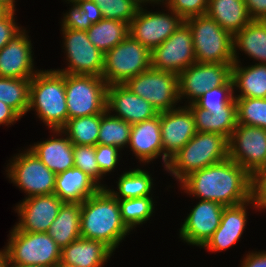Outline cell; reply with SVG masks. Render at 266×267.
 <instances>
[{"label":"cell","instance_id":"e575fe53","mask_svg":"<svg viewBox=\"0 0 266 267\" xmlns=\"http://www.w3.org/2000/svg\"><path fill=\"white\" fill-rule=\"evenodd\" d=\"M110 113L107 111L102 116L98 144L115 146L122 150L125 145L128 147L132 125Z\"/></svg>","mask_w":266,"mask_h":267},{"label":"cell","instance_id":"ab89813d","mask_svg":"<svg viewBox=\"0 0 266 267\" xmlns=\"http://www.w3.org/2000/svg\"><path fill=\"white\" fill-rule=\"evenodd\" d=\"M74 167L82 170L90 176L101 188H106L101 182V171L99 170L95 146L73 145Z\"/></svg>","mask_w":266,"mask_h":267},{"label":"cell","instance_id":"6f0895ef","mask_svg":"<svg viewBox=\"0 0 266 267\" xmlns=\"http://www.w3.org/2000/svg\"><path fill=\"white\" fill-rule=\"evenodd\" d=\"M261 169H266V162H265L264 166Z\"/></svg>","mask_w":266,"mask_h":267},{"label":"cell","instance_id":"836d02e7","mask_svg":"<svg viewBox=\"0 0 266 267\" xmlns=\"http://www.w3.org/2000/svg\"><path fill=\"white\" fill-rule=\"evenodd\" d=\"M30 82L31 79L0 77V100L21 117L28 110Z\"/></svg>","mask_w":266,"mask_h":267},{"label":"cell","instance_id":"30bf717a","mask_svg":"<svg viewBox=\"0 0 266 267\" xmlns=\"http://www.w3.org/2000/svg\"><path fill=\"white\" fill-rule=\"evenodd\" d=\"M6 170L7 177L25 191L27 197L49 195L55 191L56 174L49 170L29 149L14 156Z\"/></svg>","mask_w":266,"mask_h":267},{"label":"cell","instance_id":"f546056e","mask_svg":"<svg viewBox=\"0 0 266 267\" xmlns=\"http://www.w3.org/2000/svg\"><path fill=\"white\" fill-rule=\"evenodd\" d=\"M80 217L81 203L64 202L60 207L47 233L61 249L81 238Z\"/></svg>","mask_w":266,"mask_h":267},{"label":"cell","instance_id":"6da1fadb","mask_svg":"<svg viewBox=\"0 0 266 267\" xmlns=\"http://www.w3.org/2000/svg\"><path fill=\"white\" fill-rule=\"evenodd\" d=\"M179 184L189 195L225 207L251 199V175L229 157L193 172Z\"/></svg>","mask_w":266,"mask_h":267},{"label":"cell","instance_id":"9a60e30c","mask_svg":"<svg viewBox=\"0 0 266 267\" xmlns=\"http://www.w3.org/2000/svg\"><path fill=\"white\" fill-rule=\"evenodd\" d=\"M229 142V158L250 175L266 162V129L237 124Z\"/></svg>","mask_w":266,"mask_h":267},{"label":"cell","instance_id":"7dc6e473","mask_svg":"<svg viewBox=\"0 0 266 267\" xmlns=\"http://www.w3.org/2000/svg\"><path fill=\"white\" fill-rule=\"evenodd\" d=\"M252 20H266V0H244Z\"/></svg>","mask_w":266,"mask_h":267},{"label":"cell","instance_id":"c3c4849f","mask_svg":"<svg viewBox=\"0 0 266 267\" xmlns=\"http://www.w3.org/2000/svg\"><path fill=\"white\" fill-rule=\"evenodd\" d=\"M240 267H266V251L248 253Z\"/></svg>","mask_w":266,"mask_h":267},{"label":"cell","instance_id":"ffe728a7","mask_svg":"<svg viewBox=\"0 0 266 267\" xmlns=\"http://www.w3.org/2000/svg\"><path fill=\"white\" fill-rule=\"evenodd\" d=\"M106 109L108 112H117L114 117L121 118L131 125L159 114L148 101L132 93L124 84L107 86Z\"/></svg>","mask_w":266,"mask_h":267},{"label":"cell","instance_id":"cb8c5ba5","mask_svg":"<svg viewBox=\"0 0 266 267\" xmlns=\"http://www.w3.org/2000/svg\"><path fill=\"white\" fill-rule=\"evenodd\" d=\"M192 112L197 132L218 133L230 139L237 126V104L233 98L224 108L208 111L195 103L186 105Z\"/></svg>","mask_w":266,"mask_h":267},{"label":"cell","instance_id":"4dcf8cb0","mask_svg":"<svg viewBox=\"0 0 266 267\" xmlns=\"http://www.w3.org/2000/svg\"><path fill=\"white\" fill-rule=\"evenodd\" d=\"M107 109L100 114L68 119L60 130H51L54 134L61 136L65 134L73 145L96 146L102 116Z\"/></svg>","mask_w":266,"mask_h":267},{"label":"cell","instance_id":"8d00e7d4","mask_svg":"<svg viewBox=\"0 0 266 267\" xmlns=\"http://www.w3.org/2000/svg\"><path fill=\"white\" fill-rule=\"evenodd\" d=\"M237 124L266 129V98H235Z\"/></svg>","mask_w":266,"mask_h":267},{"label":"cell","instance_id":"8fae6325","mask_svg":"<svg viewBox=\"0 0 266 267\" xmlns=\"http://www.w3.org/2000/svg\"><path fill=\"white\" fill-rule=\"evenodd\" d=\"M68 68L56 69L64 74L102 76L105 54L88 39L87 32L61 29Z\"/></svg>","mask_w":266,"mask_h":267},{"label":"cell","instance_id":"52a82bcc","mask_svg":"<svg viewBox=\"0 0 266 267\" xmlns=\"http://www.w3.org/2000/svg\"><path fill=\"white\" fill-rule=\"evenodd\" d=\"M151 68V51L128 35L121 43L107 51L102 78L107 85L124 84L128 79Z\"/></svg>","mask_w":266,"mask_h":267},{"label":"cell","instance_id":"ee69618b","mask_svg":"<svg viewBox=\"0 0 266 267\" xmlns=\"http://www.w3.org/2000/svg\"><path fill=\"white\" fill-rule=\"evenodd\" d=\"M72 3V8L64 14L61 29H74L85 31L84 10L81 9L73 0H66Z\"/></svg>","mask_w":266,"mask_h":267},{"label":"cell","instance_id":"8992f818","mask_svg":"<svg viewBox=\"0 0 266 267\" xmlns=\"http://www.w3.org/2000/svg\"><path fill=\"white\" fill-rule=\"evenodd\" d=\"M5 249L9 264L54 267L60 262L61 248L47 232L11 229Z\"/></svg>","mask_w":266,"mask_h":267},{"label":"cell","instance_id":"7bdbcfd3","mask_svg":"<svg viewBox=\"0 0 266 267\" xmlns=\"http://www.w3.org/2000/svg\"><path fill=\"white\" fill-rule=\"evenodd\" d=\"M251 199L257 209H266V169H259L251 175Z\"/></svg>","mask_w":266,"mask_h":267},{"label":"cell","instance_id":"f907efd6","mask_svg":"<svg viewBox=\"0 0 266 267\" xmlns=\"http://www.w3.org/2000/svg\"><path fill=\"white\" fill-rule=\"evenodd\" d=\"M15 0H0V5L5 8L8 12L15 13Z\"/></svg>","mask_w":266,"mask_h":267},{"label":"cell","instance_id":"db71d44e","mask_svg":"<svg viewBox=\"0 0 266 267\" xmlns=\"http://www.w3.org/2000/svg\"><path fill=\"white\" fill-rule=\"evenodd\" d=\"M8 267H45V266L8 264Z\"/></svg>","mask_w":266,"mask_h":267},{"label":"cell","instance_id":"816d5d0a","mask_svg":"<svg viewBox=\"0 0 266 267\" xmlns=\"http://www.w3.org/2000/svg\"><path fill=\"white\" fill-rule=\"evenodd\" d=\"M8 264V255L6 249L4 248L3 250H0V267H8Z\"/></svg>","mask_w":266,"mask_h":267},{"label":"cell","instance_id":"4fadbf2b","mask_svg":"<svg viewBox=\"0 0 266 267\" xmlns=\"http://www.w3.org/2000/svg\"><path fill=\"white\" fill-rule=\"evenodd\" d=\"M196 62L191 28L184 21L175 32L151 52V67L179 75Z\"/></svg>","mask_w":266,"mask_h":267},{"label":"cell","instance_id":"603a6c76","mask_svg":"<svg viewBox=\"0 0 266 267\" xmlns=\"http://www.w3.org/2000/svg\"><path fill=\"white\" fill-rule=\"evenodd\" d=\"M113 252L102 241L79 238L61 249L60 262L75 267H102Z\"/></svg>","mask_w":266,"mask_h":267},{"label":"cell","instance_id":"7c38bea8","mask_svg":"<svg viewBox=\"0 0 266 267\" xmlns=\"http://www.w3.org/2000/svg\"><path fill=\"white\" fill-rule=\"evenodd\" d=\"M232 65L195 62L178 75L179 100L187 98L188 104L194 103L205 92L226 84L232 78Z\"/></svg>","mask_w":266,"mask_h":267},{"label":"cell","instance_id":"3957f363","mask_svg":"<svg viewBox=\"0 0 266 267\" xmlns=\"http://www.w3.org/2000/svg\"><path fill=\"white\" fill-rule=\"evenodd\" d=\"M36 115L50 130H60L68 121L65 95V74L52 70H38L31 78L28 111Z\"/></svg>","mask_w":266,"mask_h":267},{"label":"cell","instance_id":"1f68e13d","mask_svg":"<svg viewBox=\"0 0 266 267\" xmlns=\"http://www.w3.org/2000/svg\"><path fill=\"white\" fill-rule=\"evenodd\" d=\"M88 39L104 54L129 35V24L112 19H101L86 30Z\"/></svg>","mask_w":266,"mask_h":267},{"label":"cell","instance_id":"83f0119b","mask_svg":"<svg viewBox=\"0 0 266 267\" xmlns=\"http://www.w3.org/2000/svg\"><path fill=\"white\" fill-rule=\"evenodd\" d=\"M234 62L241 63L237 50L266 64V20H251L241 31L233 36Z\"/></svg>","mask_w":266,"mask_h":267},{"label":"cell","instance_id":"d590c367","mask_svg":"<svg viewBox=\"0 0 266 267\" xmlns=\"http://www.w3.org/2000/svg\"><path fill=\"white\" fill-rule=\"evenodd\" d=\"M121 218L131 231L150 219L154 212V202L151 196L118 200Z\"/></svg>","mask_w":266,"mask_h":267},{"label":"cell","instance_id":"9c48e42d","mask_svg":"<svg viewBox=\"0 0 266 267\" xmlns=\"http://www.w3.org/2000/svg\"><path fill=\"white\" fill-rule=\"evenodd\" d=\"M124 85L148 101L158 113L176 109L179 100L178 75L152 67L128 79Z\"/></svg>","mask_w":266,"mask_h":267},{"label":"cell","instance_id":"d4e9b609","mask_svg":"<svg viewBox=\"0 0 266 267\" xmlns=\"http://www.w3.org/2000/svg\"><path fill=\"white\" fill-rule=\"evenodd\" d=\"M101 187L78 168H70L56 175L55 191L63 202L82 203Z\"/></svg>","mask_w":266,"mask_h":267},{"label":"cell","instance_id":"f35d334b","mask_svg":"<svg viewBox=\"0 0 266 267\" xmlns=\"http://www.w3.org/2000/svg\"><path fill=\"white\" fill-rule=\"evenodd\" d=\"M232 78L224 85L205 92L194 103L202 109L217 111L224 108L234 98Z\"/></svg>","mask_w":266,"mask_h":267},{"label":"cell","instance_id":"7402d4cb","mask_svg":"<svg viewBox=\"0 0 266 267\" xmlns=\"http://www.w3.org/2000/svg\"><path fill=\"white\" fill-rule=\"evenodd\" d=\"M128 145L142 163L161 156L163 160L160 113L151 119L132 124Z\"/></svg>","mask_w":266,"mask_h":267},{"label":"cell","instance_id":"74e56055","mask_svg":"<svg viewBox=\"0 0 266 267\" xmlns=\"http://www.w3.org/2000/svg\"><path fill=\"white\" fill-rule=\"evenodd\" d=\"M100 6L104 19L130 24L140 9L138 0H95Z\"/></svg>","mask_w":266,"mask_h":267},{"label":"cell","instance_id":"9f6ffc18","mask_svg":"<svg viewBox=\"0 0 266 267\" xmlns=\"http://www.w3.org/2000/svg\"><path fill=\"white\" fill-rule=\"evenodd\" d=\"M8 11L0 5V18L3 17Z\"/></svg>","mask_w":266,"mask_h":267},{"label":"cell","instance_id":"7a4b0ae2","mask_svg":"<svg viewBox=\"0 0 266 267\" xmlns=\"http://www.w3.org/2000/svg\"><path fill=\"white\" fill-rule=\"evenodd\" d=\"M106 188H100L81 203V238L99 240L113 251L130 230L121 218V210L116 199Z\"/></svg>","mask_w":266,"mask_h":267},{"label":"cell","instance_id":"e0dca14e","mask_svg":"<svg viewBox=\"0 0 266 267\" xmlns=\"http://www.w3.org/2000/svg\"><path fill=\"white\" fill-rule=\"evenodd\" d=\"M63 203L54 193L24 198L16 206L15 210L20 218L14 226L24 232H47Z\"/></svg>","mask_w":266,"mask_h":267},{"label":"cell","instance_id":"d6a6232c","mask_svg":"<svg viewBox=\"0 0 266 267\" xmlns=\"http://www.w3.org/2000/svg\"><path fill=\"white\" fill-rule=\"evenodd\" d=\"M151 175L147 171L137 168L124 172L118 182V191L108 189L118 200L150 196L153 187ZM113 190V191H112Z\"/></svg>","mask_w":266,"mask_h":267},{"label":"cell","instance_id":"ac0fdd59","mask_svg":"<svg viewBox=\"0 0 266 267\" xmlns=\"http://www.w3.org/2000/svg\"><path fill=\"white\" fill-rule=\"evenodd\" d=\"M225 206L210 200H200L180 228L181 240L203 247L220 225Z\"/></svg>","mask_w":266,"mask_h":267},{"label":"cell","instance_id":"681fc988","mask_svg":"<svg viewBox=\"0 0 266 267\" xmlns=\"http://www.w3.org/2000/svg\"><path fill=\"white\" fill-rule=\"evenodd\" d=\"M21 116L10 106L0 100V125H11Z\"/></svg>","mask_w":266,"mask_h":267},{"label":"cell","instance_id":"2e32d148","mask_svg":"<svg viewBox=\"0 0 266 267\" xmlns=\"http://www.w3.org/2000/svg\"><path fill=\"white\" fill-rule=\"evenodd\" d=\"M163 164L171 159L197 132L194 116L185 105L160 113Z\"/></svg>","mask_w":266,"mask_h":267},{"label":"cell","instance_id":"44dd1931","mask_svg":"<svg viewBox=\"0 0 266 267\" xmlns=\"http://www.w3.org/2000/svg\"><path fill=\"white\" fill-rule=\"evenodd\" d=\"M253 204L252 199L244 203L224 208L219 227L203 248L218 252L230 248L243 234L247 222V206Z\"/></svg>","mask_w":266,"mask_h":267},{"label":"cell","instance_id":"ba28073f","mask_svg":"<svg viewBox=\"0 0 266 267\" xmlns=\"http://www.w3.org/2000/svg\"><path fill=\"white\" fill-rule=\"evenodd\" d=\"M107 86L99 76L65 74L68 119L103 113L106 110Z\"/></svg>","mask_w":266,"mask_h":267},{"label":"cell","instance_id":"bcb514c9","mask_svg":"<svg viewBox=\"0 0 266 267\" xmlns=\"http://www.w3.org/2000/svg\"><path fill=\"white\" fill-rule=\"evenodd\" d=\"M81 9L84 10L85 17V31L93 23L99 22L103 19V15L100 9V6L96 3L95 0H73Z\"/></svg>","mask_w":266,"mask_h":267},{"label":"cell","instance_id":"f1b7e54d","mask_svg":"<svg viewBox=\"0 0 266 267\" xmlns=\"http://www.w3.org/2000/svg\"><path fill=\"white\" fill-rule=\"evenodd\" d=\"M233 88L239 89L234 98H266V64L242 67L238 62L232 65Z\"/></svg>","mask_w":266,"mask_h":267},{"label":"cell","instance_id":"60d3db41","mask_svg":"<svg viewBox=\"0 0 266 267\" xmlns=\"http://www.w3.org/2000/svg\"><path fill=\"white\" fill-rule=\"evenodd\" d=\"M167 9H171L184 20L206 14L208 0H170Z\"/></svg>","mask_w":266,"mask_h":267},{"label":"cell","instance_id":"5b68a950","mask_svg":"<svg viewBox=\"0 0 266 267\" xmlns=\"http://www.w3.org/2000/svg\"><path fill=\"white\" fill-rule=\"evenodd\" d=\"M198 63H234L233 35L207 14L188 18Z\"/></svg>","mask_w":266,"mask_h":267},{"label":"cell","instance_id":"4316f807","mask_svg":"<svg viewBox=\"0 0 266 267\" xmlns=\"http://www.w3.org/2000/svg\"><path fill=\"white\" fill-rule=\"evenodd\" d=\"M206 14L233 36L252 20L244 0H208Z\"/></svg>","mask_w":266,"mask_h":267},{"label":"cell","instance_id":"5bb4252c","mask_svg":"<svg viewBox=\"0 0 266 267\" xmlns=\"http://www.w3.org/2000/svg\"><path fill=\"white\" fill-rule=\"evenodd\" d=\"M140 7L129 24V35L151 52L165 42L185 21L171 9L170 13L150 12Z\"/></svg>","mask_w":266,"mask_h":267},{"label":"cell","instance_id":"277c9868","mask_svg":"<svg viewBox=\"0 0 266 267\" xmlns=\"http://www.w3.org/2000/svg\"><path fill=\"white\" fill-rule=\"evenodd\" d=\"M229 157L228 139L218 133L196 132L165 168L181 183L187 176Z\"/></svg>","mask_w":266,"mask_h":267},{"label":"cell","instance_id":"f6af8a7d","mask_svg":"<svg viewBox=\"0 0 266 267\" xmlns=\"http://www.w3.org/2000/svg\"><path fill=\"white\" fill-rule=\"evenodd\" d=\"M14 12H7L0 18V50L20 31L15 22Z\"/></svg>","mask_w":266,"mask_h":267},{"label":"cell","instance_id":"b9f144b4","mask_svg":"<svg viewBox=\"0 0 266 267\" xmlns=\"http://www.w3.org/2000/svg\"><path fill=\"white\" fill-rule=\"evenodd\" d=\"M120 150L115 146L97 144L95 146L96 161L101 171V179L109 172L114 171L119 161Z\"/></svg>","mask_w":266,"mask_h":267},{"label":"cell","instance_id":"484cf974","mask_svg":"<svg viewBox=\"0 0 266 267\" xmlns=\"http://www.w3.org/2000/svg\"><path fill=\"white\" fill-rule=\"evenodd\" d=\"M29 150L56 175L74 167L73 144L67 136L37 142Z\"/></svg>","mask_w":266,"mask_h":267},{"label":"cell","instance_id":"11a10c76","mask_svg":"<svg viewBox=\"0 0 266 267\" xmlns=\"http://www.w3.org/2000/svg\"><path fill=\"white\" fill-rule=\"evenodd\" d=\"M54 267H75V266L68 265L63 262H58Z\"/></svg>","mask_w":266,"mask_h":267},{"label":"cell","instance_id":"d6986e66","mask_svg":"<svg viewBox=\"0 0 266 267\" xmlns=\"http://www.w3.org/2000/svg\"><path fill=\"white\" fill-rule=\"evenodd\" d=\"M26 30H21L0 50V77L31 79L34 70L32 44Z\"/></svg>","mask_w":266,"mask_h":267},{"label":"cell","instance_id":"f5cc1de1","mask_svg":"<svg viewBox=\"0 0 266 267\" xmlns=\"http://www.w3.org/2000/svg\"><path fill=\"white\" fill-rule=\"evenodd\" d=\"M165 1V2H164ZM140 6H142L143 4L145 5V3H157V4H161L160 2L164 3L163 5L166 4V6L169 4L170 0H138Z\"/></svg>","mask_w":266,"mask_h":267}]
</instances>
